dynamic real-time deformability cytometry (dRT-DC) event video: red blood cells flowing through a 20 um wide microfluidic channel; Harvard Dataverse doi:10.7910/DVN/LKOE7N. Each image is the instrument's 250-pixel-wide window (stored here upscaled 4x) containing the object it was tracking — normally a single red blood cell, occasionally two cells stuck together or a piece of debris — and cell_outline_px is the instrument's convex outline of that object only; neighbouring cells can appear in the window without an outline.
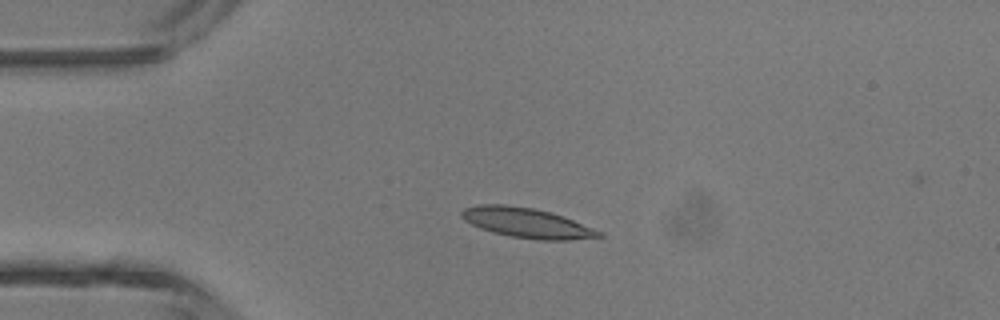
{"species": "common noctule bat (a hibernating species)", "species_latin": "Nyctalus noctula", "temperature_condition": "room temperature", "stored_images_in_passage": 4, "camera_frame_rate_fps": 3000, "um_per_image_px": 0.085, "animal": {"sex": "male", "body_mass_g": 13.3}, "frame": {"image": 1, "passage_image": 3, "time_ms": 2.333, "image_size_px": [1000, 320], "cell_outline_px": [[604, 236], [568, 240], [540, 240], [512, 236], [492, 232], [480, 228], [464, 220], [460, 216], [460, 212], [464, 208], [476, 204], [504, 204], [532, 208], [552, 212], [564, 216], [604, 232]], "centroid_in_image_um": [44.78, 18.93], "position_along_channel_um": 40.2, "area_um2": 24.04}}